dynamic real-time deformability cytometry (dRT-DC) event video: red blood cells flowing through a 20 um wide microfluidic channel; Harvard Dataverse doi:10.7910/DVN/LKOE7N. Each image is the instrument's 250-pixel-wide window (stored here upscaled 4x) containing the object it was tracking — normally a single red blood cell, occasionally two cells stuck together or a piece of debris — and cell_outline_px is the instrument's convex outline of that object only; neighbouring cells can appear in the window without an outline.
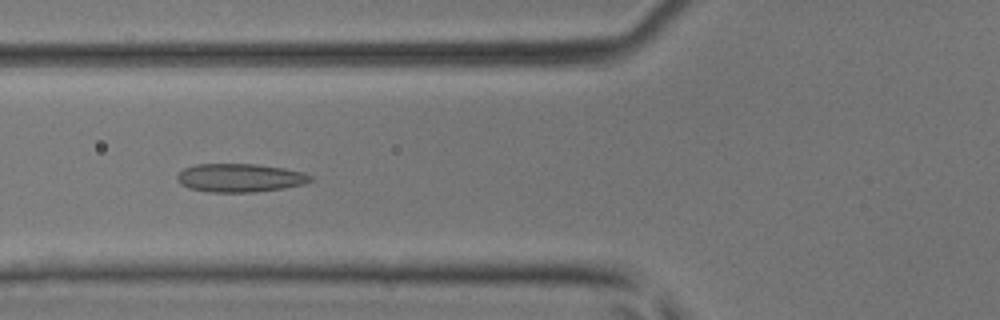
{"species": "common noctule bat (a hibernating species)", "species_latin": "Nyctalus noctula", "temperature_condition": "room temperature", "stored_images_in_passage": 47, "camera_frame_rate_fps": 3000, "um_per_image_px": 0.085, "animal": {"sex": "male", "body_mass_g": 17.9, "forearm_length_mm": 54.2}, "frame": {"image": 1, "passage_image": 18, "time_ms": 5.667, "image_size_px": [1000, 320], "cell_outline_px": [[312, 180], [304, 184], [284, 188], [256, 192], [208, 192], [188, 188], [180, 184], [176, 176], [184, 168], [196, 164], [256, 164], [284, 168], [304, 172], [312, 176]], "centroid_in_image_um": [20.4, 15.12], "position_along_channel_um": 105.4, "area_um2": 22.2}}
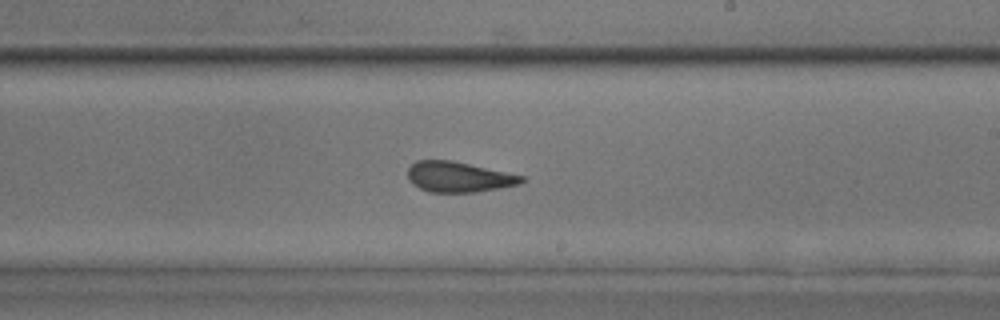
{"frame": {"image": 2, "passage_image": 28, "time_ms": 9.0, "image_size_px": [1000, 320], "cell_outline_px": [[524, 180], [520, 184], [500, 188], [476, 192], [428, 192], [412, 184], [408, 180], [408, 168], [416, 160], [452, 160], [524, 176]], "centroid_in_image_um": [38.96, 15.04], "position_along_channel_um": 250.0, "area_um2": 20.17}}
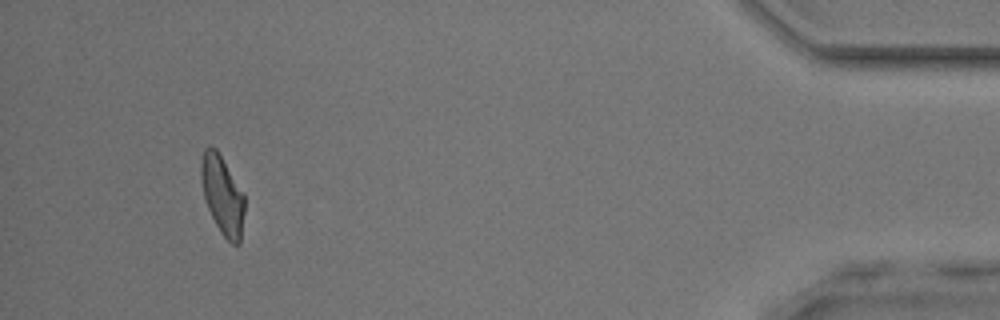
{"frame": {"image": 3, "passage_image": 44, "time_ms": 14.333, "image_size_px": [1000, 320], "cell_outline_px": [[244, 212], [240, 244], [232, 244], [220, 232], [208, 208], [204, 196], [200, 176], [200, 160], [204, 148], [216, 148], [244, 192]], "centroid_in_image_um": [18.91, 16.57], "position_along_channel_um": 416.3, "area_um2": 19.94}}